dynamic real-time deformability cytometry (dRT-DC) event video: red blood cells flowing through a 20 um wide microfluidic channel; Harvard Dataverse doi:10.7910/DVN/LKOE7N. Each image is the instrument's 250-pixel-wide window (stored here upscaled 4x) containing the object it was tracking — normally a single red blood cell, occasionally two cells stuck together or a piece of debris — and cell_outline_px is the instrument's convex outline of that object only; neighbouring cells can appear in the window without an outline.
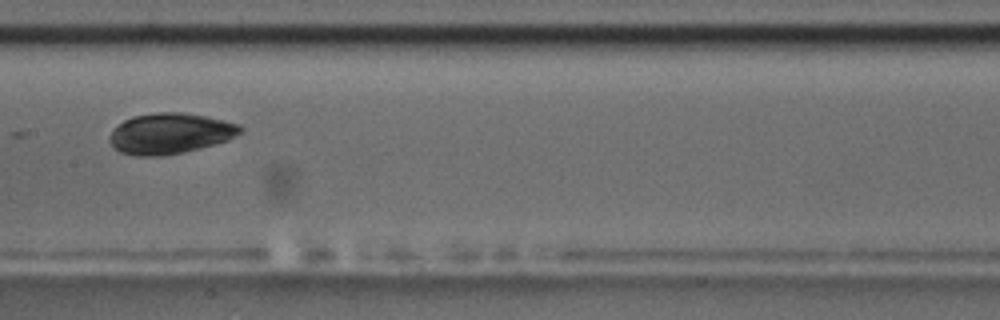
{"species": "common noctule bat (a hibernating species)", "species_latin": "Nyctalus noctula", "temperature_condition": "room temperature", "stored_images_in_passage": 9, "camera_frame_rate_fps": 3000, "um_per_image_px": 0.085, "animal": {"sex": "male", "body_mass_g": 17.5, "forearm_length_mm": 52.3}, "frame": {"image": 1, "passage_image": 4, "time_ms": 3.333, "image_size_px": [1000, 320], "cell_outline_px": [[244, 128], [240, 132], [228, 140], [200, 148], [184, 152], [160, 156], [136, 156], [120, 152], [108, 140], [108, 136], [124, 120], [132, 116], [156, 112], [180, 112], [204, 116], [224, 120], [240, 124]], "centroid_in_image_um": [14.46, 11.34], "position_along_channel_um": 192.9, "area_um2": 30.87}}